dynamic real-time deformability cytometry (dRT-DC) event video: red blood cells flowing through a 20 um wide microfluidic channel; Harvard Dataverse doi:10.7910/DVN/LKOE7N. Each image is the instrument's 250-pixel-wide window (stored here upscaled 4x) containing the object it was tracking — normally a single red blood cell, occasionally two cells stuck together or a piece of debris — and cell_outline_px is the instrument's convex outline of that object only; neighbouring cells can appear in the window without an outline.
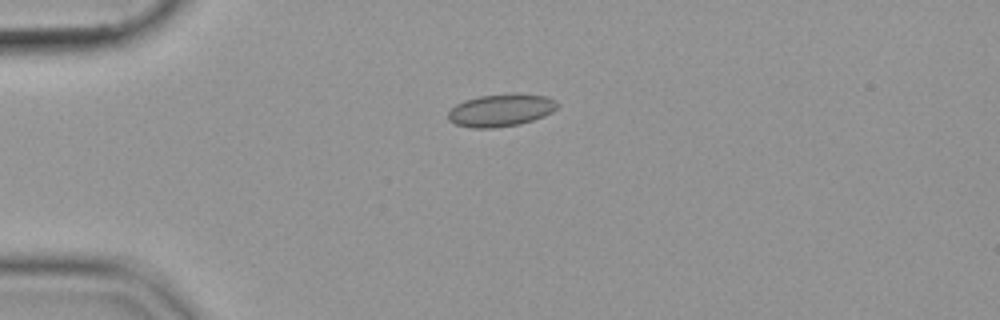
{"species": "common noctule bat (a hibernating species)", "species_latin": "Nyctalus noctula", "temperature_condition": "cold", "stored_images_in_passage": 42, "camera_frame_rate_fps": 3000, "um_per_image_px": 0.085, "animal": {"sex": "female", "body_mass_g": 19.9}, "frame": {"image": 1, "passage_image": 1, "time_ms": 0.0, "image_size_px": [1000, 320], "cell_outline_px": [[560, 104], [552, 112], [544, 116], [520, 124], [496, 128], [472, 128], [456, 124], [448, 120], [448, 112], [456, 104], [464, 100], [480, 96], [512, 92], [516, 92], [544, 96], [556, 100]], "centroid_in_image_um": [42.59, 9.35], "position_along_channel_um": 42.4, "area_um2": 20.98}}
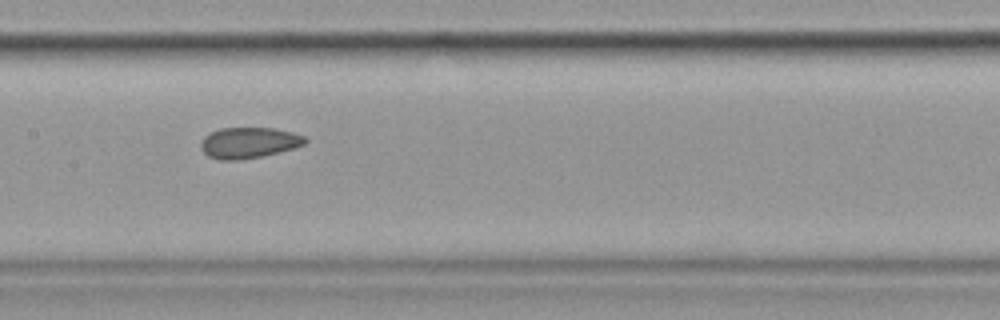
{"frame": {"image": 2, "passage_image": 15, "time_ms": 4.667, "image_size_px": [1000, 320], "cell_outline_px": [[308, 140], [304, 144], [292, 148], [260, 156], [240, 160], [220, 160], [208, 156], [200, 148], [200, 144], [204, 136], [220, 128], [276, 128], [292, 132], [304, 136]], "centroid_in_image_um": [21.12, 12.12], "position_along_channel_um": 186.3, "area_um2": 18.61}}
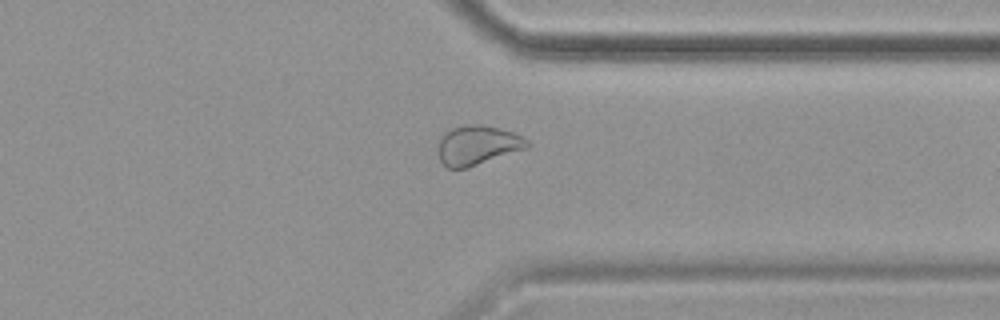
{"frame": {"image": 3, "passage_image": 30, "time_ms": 9.667, "image_size_px": [1000, 320], "cell_outline_px": [[532, 144], [528, 148], [468, 168], [448, 168], [440, 160], [436, 152], [436, 148], [440, 132], [464, 124], [484, 124], [500, 128], [512, 132], [528, 140]], "centroid_in_image_um": [40.53, 12.33], "position_along_channel_um": 370.9, "area_um2": 21.15}}